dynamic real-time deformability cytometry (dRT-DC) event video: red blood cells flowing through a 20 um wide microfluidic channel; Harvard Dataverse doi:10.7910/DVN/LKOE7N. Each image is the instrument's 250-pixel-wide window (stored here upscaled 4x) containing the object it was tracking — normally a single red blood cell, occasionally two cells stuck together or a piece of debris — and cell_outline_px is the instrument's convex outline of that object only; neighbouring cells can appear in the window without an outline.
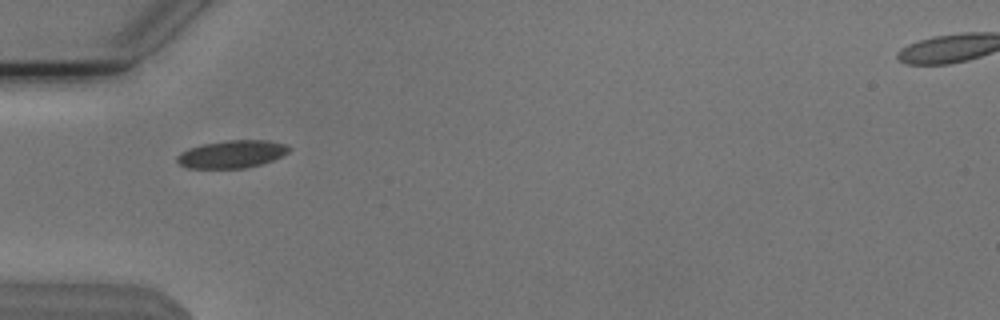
{"species": "Egyptian fruit bat (a non-hibernating species)", "species_latin": "Rousettus aegyptiacus", "temperature_condition": "cold", "stored_images_in_passage": 37, "camera_frame_rate_fps": 3000, "um_per_image_px": 0.085, "animal": {"sex": "male"}, "frame": {"image": 1, "passage_image": 1, "time_ms": 0.0, "image_size_px": [1000, 320], "cell_outline_px": [[292, 148], [288, 152], [272, 160], [260, 164], [244, 168], [188, 168], [180, 164], [176, 160], [176, 156], [180, 152], [188, 148], [204, 144], [228, 140], [264, 140], [288, 144]], "centroid_in_image_um": [19.7, 13.09], "position_along_channel_um": 65.3, "area_um2": 17.98}}
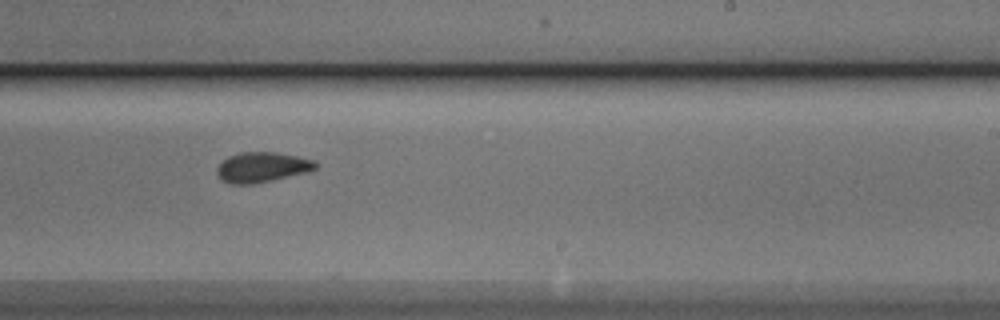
{"frame": {"image": 2, "passage_image": 17, "time_ms": 5.333, "image_size_px": [1000, 320], "cell_outline_px": [[316, 168], [308, 172], [272, 180], [252, 184], [232, 184], [220, 180], [216, 172], [216, 168], [228, 156], [240, 152], [276, 152], [296, 156], [312, 160], [316, 164]], "centroid_in_image_um": [22.23, 14.22], "position_along_channel_um": 266.8, "area_um2": 17.22}}
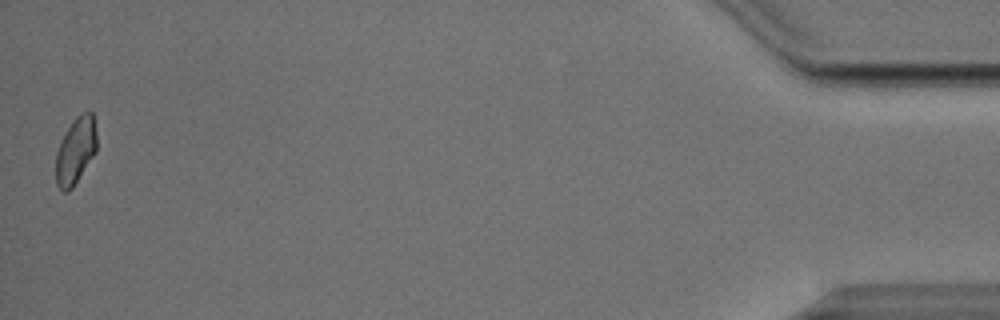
{"frame": {"image": 3, "passage_image": 37, "time_ms": 12.0, "image_size_px": [1000, 320], "cell_outline_px": [[96, 152], [72, 188], [68, 192], [64, 192], [56, 184], [56, 152], [60, 140], [72, 120], [80, 112], [92, 112], [96, 132]], "centroid_in_image_um": [6.41, 12.79], "position_along_channel_um": 428.8, "area_um2": 15.95}, "authors_computed_cell_mechanics": {"area_um2": 17.051, "velocity_mm_per_s": 3.805, "shape_relaxation_time_tau1_ms": null, "shape_relaxation_time_tau2_ms": 0.7418, "deformation_change_tau1": null, "deformation_change_tau2": 0.0438}}